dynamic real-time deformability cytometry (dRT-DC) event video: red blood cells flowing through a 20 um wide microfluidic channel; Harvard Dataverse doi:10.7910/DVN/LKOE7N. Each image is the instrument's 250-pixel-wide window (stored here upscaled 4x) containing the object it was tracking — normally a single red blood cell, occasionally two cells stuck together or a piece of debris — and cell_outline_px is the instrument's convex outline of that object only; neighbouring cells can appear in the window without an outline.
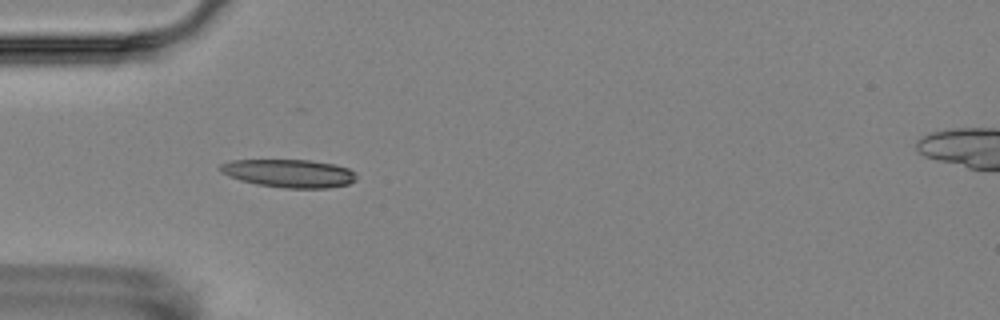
{"species": "Egyptian fruit bat (a non-hibernating species)", "species_latin": "Rousettus aegyptiacus", "temperature_condition": "room temperature", "stored_images_in_passage": 5, "camera_frame_rate_fps": 3000, "um_per_image_px": 0.085, "animal": {"sex": "female"}, "frame": {"image": 1, "passage_image": 5, "time_ms": 4.333, "image_size_px": [1000, 320], "cell_outline_px": [[356, 180], [348, 184], [328, 188], [284, 188], [256, 184], [240, 180], [220, 172], [220, 164], [232, 160], [312, 160], [336, 164], [348, 168], [356, 172]], "centroid_in_image_um": [24.61, 14.73], "position_along_channel_um": 60.4, "area_um2": 22.43}}